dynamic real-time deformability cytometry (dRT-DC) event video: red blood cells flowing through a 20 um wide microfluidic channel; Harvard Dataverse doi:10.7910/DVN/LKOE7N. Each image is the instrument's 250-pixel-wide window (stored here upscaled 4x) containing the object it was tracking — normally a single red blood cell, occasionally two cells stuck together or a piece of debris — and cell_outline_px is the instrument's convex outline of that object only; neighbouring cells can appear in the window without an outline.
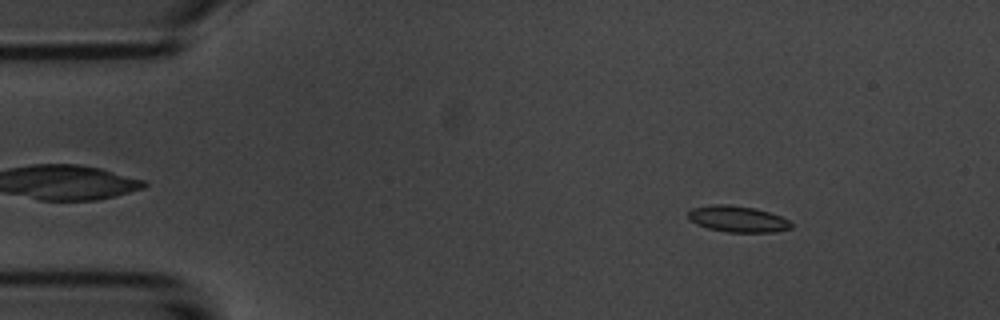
{"species": "common noctule bat (a hibernating species)", "species_latin": "Nyctalus noctula", "temperature_condition": "room temperature", "stored_images_in_passage": 5, "camera_frame_rate_fps": 3000, "um_per_image_px": 0.085, "animal": {"sex": "male", "body_mass_g": 20.1, "forearm_length_mm": 53.5}, "frame": {"image": 1, "passage_image": 2, "time_ms": 1.0, "image_size_px": [1000, 320], "cell_outline_px": [[792, 228], [776, 232], [728, 232], [708, 228], [696, 224], [688, 220], [688, 212], [692, 208], [712, 204], [728, 204], [756, 208], [780, 216], [788, 220], [792, 224]], "centroid_in_image_um": [62.68, 18.61], "position_along_channel_um": 22.3, "area_um2": 15.84}}
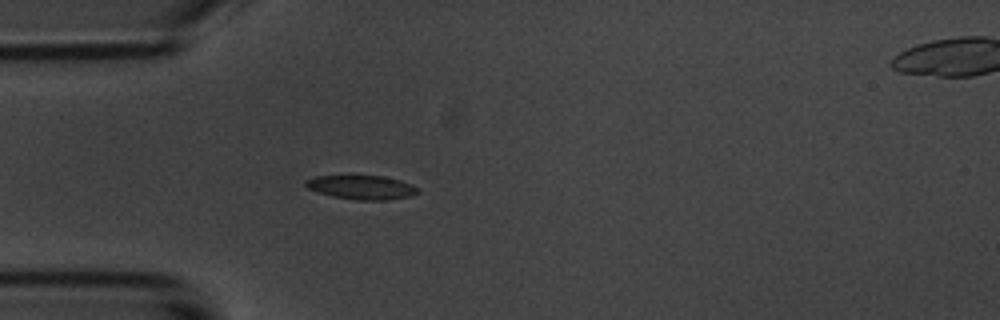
{"frame": {"image": 2, "passage_image": 4, "time_ms": 3.667, "image_size_px": [1000, 320], "cell_outline_px": [[420, 192], [408, 196], [388, 200], [356, 200], [332, 196], [316, 192], [308, 188], [304, 184], [304, 180], [316, 176], [384, 176], [400, 180], [412, 184]], "centroid_in_image_um": [30.71, 15.92], "position_along_channel_um": 54.3, "area_um2": 15.66}}